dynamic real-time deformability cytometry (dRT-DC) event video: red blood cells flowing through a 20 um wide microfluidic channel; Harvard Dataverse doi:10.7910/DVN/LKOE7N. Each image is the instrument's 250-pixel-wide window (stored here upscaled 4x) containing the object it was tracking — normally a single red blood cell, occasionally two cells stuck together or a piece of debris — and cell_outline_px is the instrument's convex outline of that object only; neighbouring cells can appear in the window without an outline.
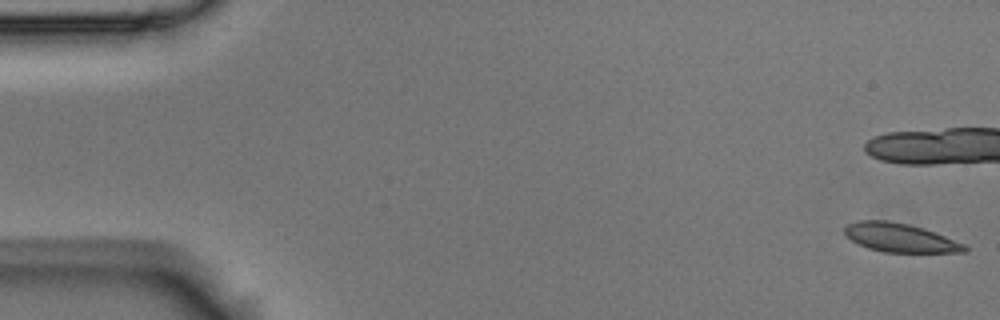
{"species": "Egyptian fruit bat (a non-hibernating species)", "species_latin": "Rousettus aegyptiacus", "temperature_condition": "room temperature", "stored_images_in_passage": 7, "camera_frame_rate_fps": 3000, "um_per_image_px": 0.085, "animal": {"sex": "male"}, "frame": {"image": 1, "passage_image": 1, "time_ms": 0.0, "image_size_px": [1000, 320], "cell_outline_px": [[968, 252], [884, 252], [868, 248], [852, 240], [844, 232], [844, 228], [848, 224], [856, 220], [888, 220], [908, 224], [924, 228], [964, 244], [968, 248]], "centroid_in_image_um": [76.5, 20.2], "position_along_channel_um": 8.5, "area_um2": 19.94}}
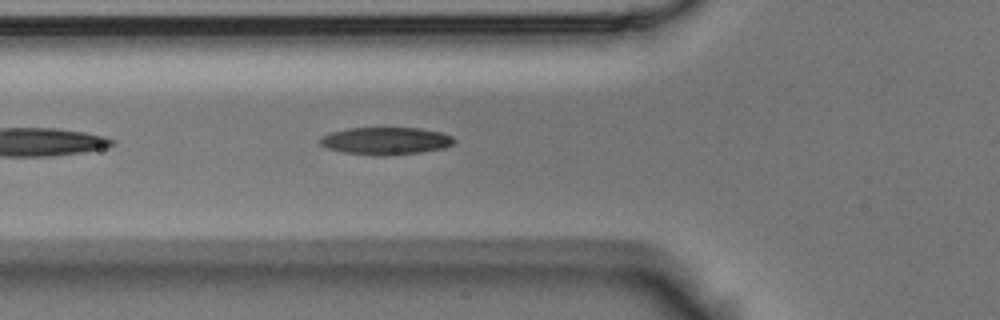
{"frame": {"image": 2, "passage_image": 7, "time_ms": 2.0, "image_size_px": [1000, 320], "cell_outline_px": [[456, 140], [452, 144], [444, 148], [420, 152], [388, 156], [372, 156], [344, 152], [328, 148], [320, 144], [320, 136], [332, 132], [348, 128], [420, 128], [440, 132], [452, 136]], "centroid_in_image_um": [32.79, 11.98], "position_along_channel_um": 93.0, "area_um2": 21.5}}